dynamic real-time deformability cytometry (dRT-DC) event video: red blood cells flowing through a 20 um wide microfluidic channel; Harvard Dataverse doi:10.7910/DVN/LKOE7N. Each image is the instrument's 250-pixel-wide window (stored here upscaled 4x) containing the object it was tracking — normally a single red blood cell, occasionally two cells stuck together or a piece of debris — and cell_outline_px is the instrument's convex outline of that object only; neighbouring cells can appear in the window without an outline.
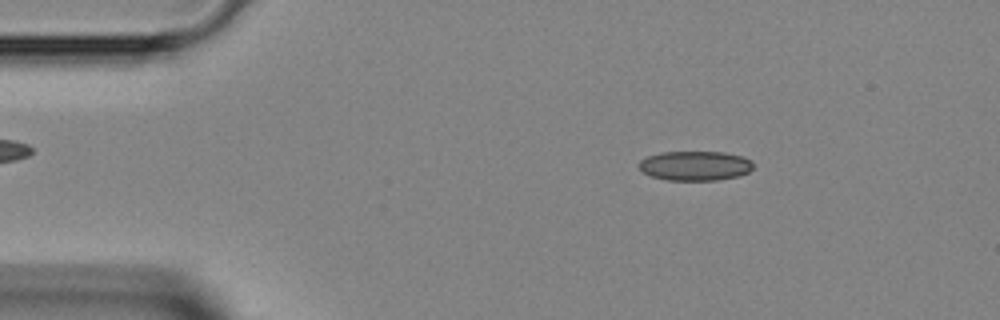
{"species": "Egyptian fruit bat (a non-hibernating species)", "species_latin": "Rousettus aegyptiacus", "temperature_condition": "room temperature", "stored_images_in_passage": 43, "camera_frame_rate_fps": 3000, "um_per_image_px": 0.085, "animal": {"sex": "female"}, "frame": {"image": 1, "passage_image": 6, "time_ms": 1.667, "image_size_px": [1000, 320], "cell_outline_px": [[752, 168], [748, 172], [740, 176], [716, 180], [668, 180], [652, 176], [644, 172], [636, 164], [640, 160], [648, 156], [660, 152], [724, 152], [740, 156], [752, 160]], "centroid_in_image_um": [59.08, 14.09], "position_along_channel_um": 25.9, "area_um2": 19.65}}
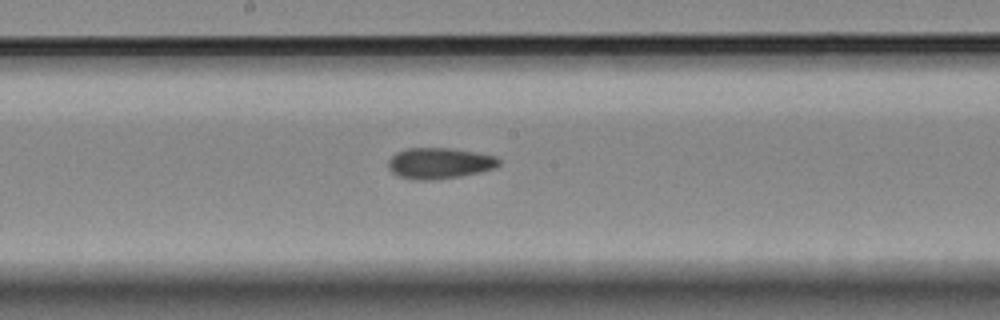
{"frame": {"image": 2, "passage_image": 22, "time_ms": 7.0, "image_size_px": [1000, 320], "cell_outline_px": [[500, 164], [492, 168], [480, 172], [460, 176], [428, 180], [412, 180], [396, 176], [388, 168], [388, 160], [396, 152], [408, 148], [448, 148], [476, 152], [496, 156], [500, 160]], "centroid_in_image_um": [37.31, 13.88], "position_along_channel_um": 210.9, "area_um2": 20.0}}
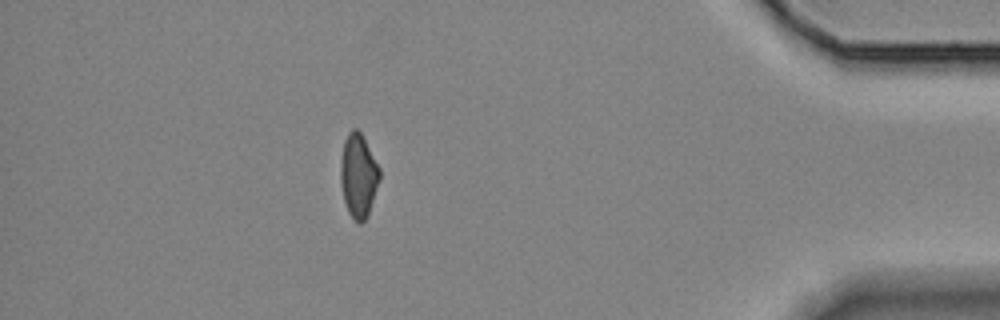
{"frame": {"image": 3, "passage_image": 38, "time_ms": 12.333, "image_size_px": [1000, 320], "cell_outline_px": [[380, 180], [368, 216], [360, 224], [348, 212], [344, 200], [340, 180], [340, 164], [344, 140], [348, 132], [352, 128], [356, 128], [360, 132], [380, 168]], "centroid_in_image_um": [30.46, 14.92], "position_along_channel_um": 404.7, "area_um2": 19.02}}